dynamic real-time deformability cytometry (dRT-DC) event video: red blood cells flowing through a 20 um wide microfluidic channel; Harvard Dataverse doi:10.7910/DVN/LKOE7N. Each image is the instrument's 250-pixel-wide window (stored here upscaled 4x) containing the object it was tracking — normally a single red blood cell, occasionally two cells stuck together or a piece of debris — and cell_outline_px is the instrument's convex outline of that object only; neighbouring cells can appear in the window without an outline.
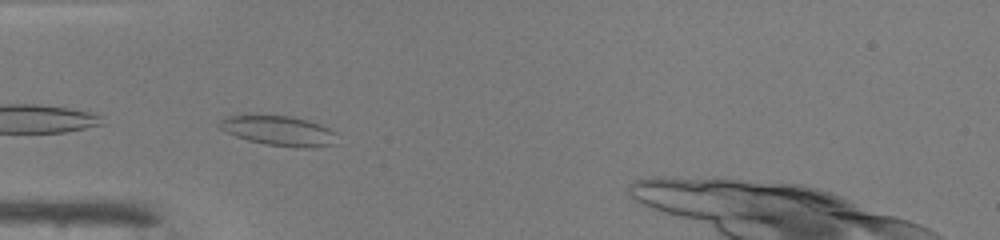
{"species": "common noctule bat (a hibernating species)", "species_latin": "Nyctalus noctula", "temperature_condition": "warm", "stored_images_in_passage": 31, "camera_frame_rate_fps": 3000, "um_per_image_px": 0.085, "animal": {"sex": "male", "body_mass_g": 19.0, "forearm_length_mm": 50.8}, "frame": {"image": 1, "passage_image": 1, "time_ms": 0.0, "image_size_px": [1000, 240], "cell_outline_px": [[336, 144], [312, 148], [296, 148], [264, 144], [248, 140], [236, 136], [220, 128], [220, 120], [228, 116], [292, 116], [308, 120], [320, 124], [336, 132]], "centroid_in_image_um": [23.78, 11.14], "position_along_channel_um": 61.2, "area_um2": 20.35}}
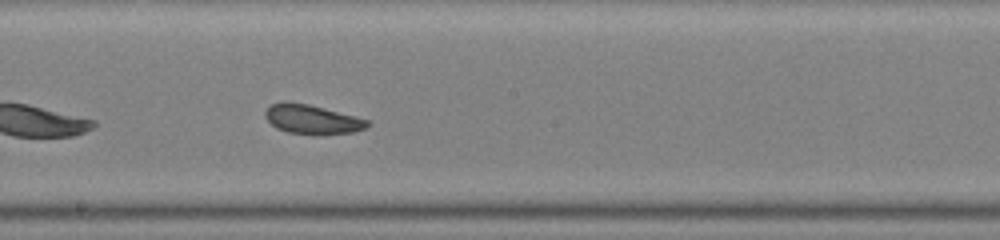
{"frame": {"image": 2, "passage_image": 13, "time_ms": 4.0, "image_size_px": [1000, 240], "cell_outline_px": [[372, 124], [364, 128], [352, 132], [288, 132], [276, 128], [264, 116], [264, 112], [272, 104], [284, 100], [308, 104], [368, 120]], "centroid_in_image_um": [26.46, 10.09], "position_along_channel_um": 221.7, "area_um2": 16.59}}
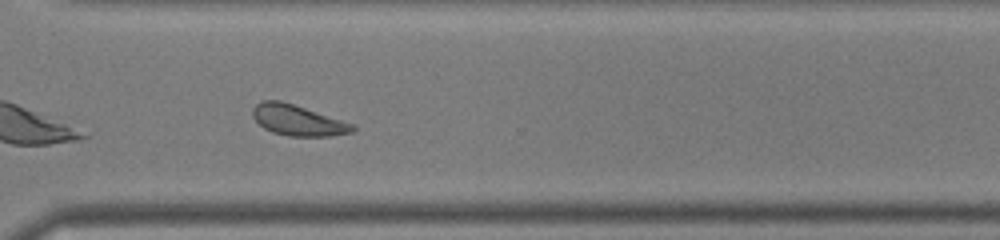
{"frame": {"image": 3, "passage_image": 22, "time_ms": 7.0, "image_size_px": [1000, 240], "cell_outline_px": [[356, 128], [352, 132], [332, 136], [288, 136], [272, 132], [264, 128], [252, 116], [252, 108], [256, 104], [264, 100], [280, 100], [352, 124]], "centroid_in_image_um": [25.27, 10.23], "position_along_channel_um": 345.3, "area_um2": 17.51}, "authors_computed_cell_mechanics": {"area_um2": 17.8602, "velocity_mm_per_s": 4.1024, "shape_relaxation_time_tau1_ms": null, "shape_relaxation_time_tau2_ms": 1.8851, "deformation_change_tau1": null, "deformation_change_tau2": 0.0842}}